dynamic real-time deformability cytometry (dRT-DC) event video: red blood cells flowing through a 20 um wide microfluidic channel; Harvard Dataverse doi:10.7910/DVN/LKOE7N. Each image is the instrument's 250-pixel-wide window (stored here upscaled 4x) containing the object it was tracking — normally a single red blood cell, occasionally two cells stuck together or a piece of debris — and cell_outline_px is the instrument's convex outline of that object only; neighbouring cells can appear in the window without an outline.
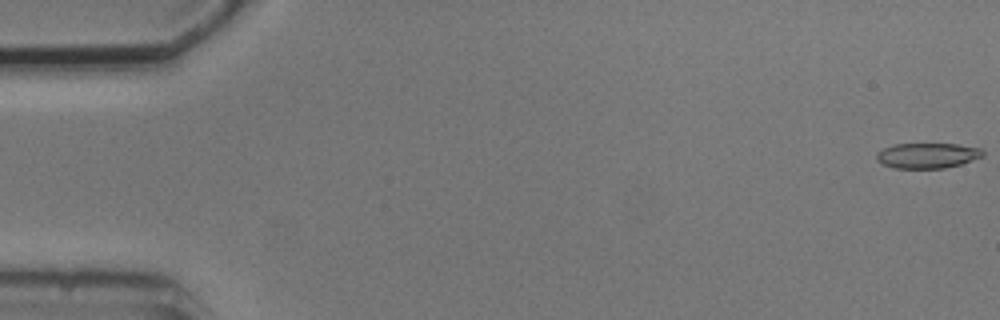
{"species": "common noctule bat (a hibernating species)", "species_latin": "Nyctalus noctula", "temperature_condition": "cold", "stored_images_in_passage": 8, "camera_frame_rate_fps": 3000, "um_per_image_px": 0.085, "animal": {"sex": "male", "body_mass_g": 20.5, "forearm_length_mm": 52.5}, "frame": {"image": 1, "passage_image": 1, "time_ms": 0.0, "image_size_px": [1000, 320], "cell_outline_px": [[984, 156], [960, 164], [944, 168], [896, 168], [884, 164], [876, 160], [876, 152], [892, 144], [956, 144], [980, 148], [984, 152]], "centroid_in_image_um": [78.82, 13.21], "position_along_channel_um": 6.2, "area_um2": 15.61}}
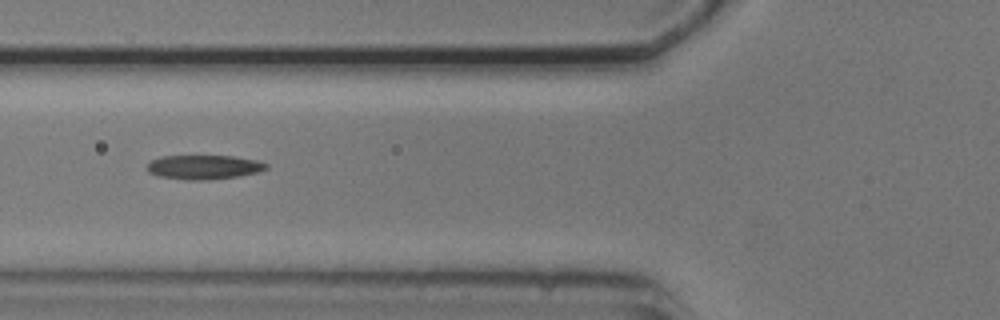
{"frame": {"image": 2, "passage_image": 7, "time_ms": 6.667, "image_size_px": [1000, 320], "cell_outline_px": [[268, 168], [260, 172], [236, 176], [200, 180], [184, 180], [160, 176], [148, 172], [148, 164], [152, 160], [164, 156], [232, 156], [256, 160], [268, 164]], "centroid_in_image_um": [17.35, 14.2], "position_along_channel_um": 108.5, "area_um2": 16.59}}
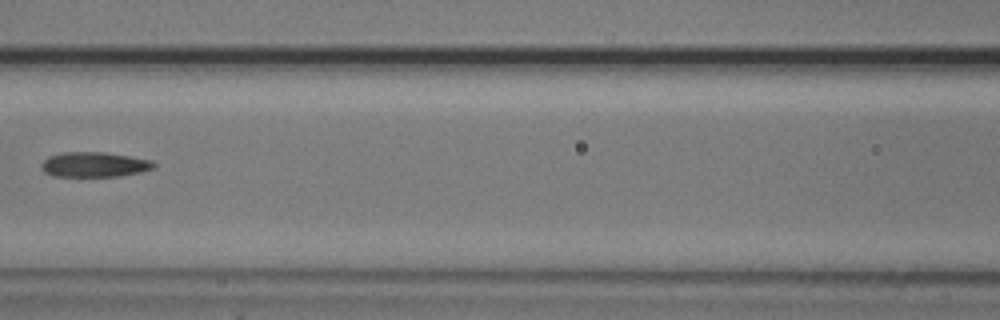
{"frame": {"image": 3, "passage_image": 8, "time_ms": 8.0, "image_size_px": [1000, 320], "cell_outline_px": [[156, 164], [152, 168], [140, 172], [120, 176], [52, 176], [44, 172], [40, 168], [40, 164], [48, 156], [64, 152], [104, 152], [152, 160]], "centroid_in_image_um": [7.97, 13.98], "position_along_channel_um": 158.6, "area_um2": 16.36}}